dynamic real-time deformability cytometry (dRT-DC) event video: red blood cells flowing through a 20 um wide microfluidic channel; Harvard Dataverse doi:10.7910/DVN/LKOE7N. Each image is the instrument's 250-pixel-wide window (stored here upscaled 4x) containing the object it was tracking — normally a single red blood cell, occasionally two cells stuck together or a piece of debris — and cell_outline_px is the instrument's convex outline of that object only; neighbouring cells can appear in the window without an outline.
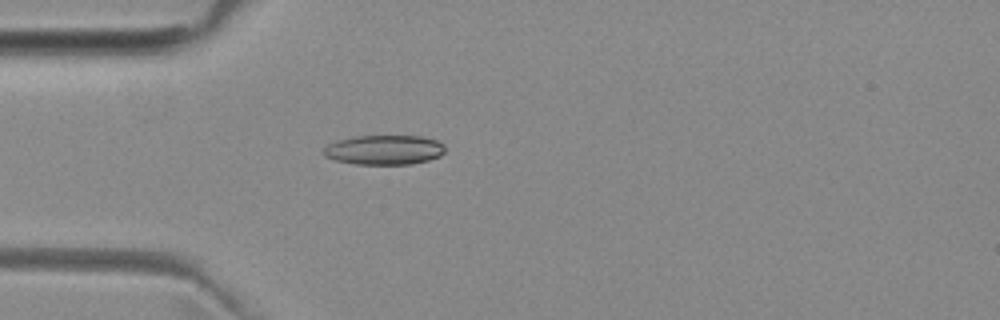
{"species": "common noctule bat (a hibernating species)", "species_latin": "Nyctalus noctula", "temperature_condition": "room temperature", "stored_images_in_passage": 4, "camera_frame_rate_fps": 3000, "um_per_image_px": 0.085, "animal": {"sex": "female", "body_mass_g": 29.2, "forearm_length_mm": 56.3}, "frame": {"image": 1, "passage_image": 4, "time_ms": 3.333, "image_size_px": [1000, 320], "cell_outline_px": [[444, 152], [440, 156], [428, 160], [412, 164], [356, 164], [336, 160], [324, 156], [324, 148], [328, 144], [336, 140], [356, 136], [420, 136], [436, 140], [444, 144]], "centroid_in_image_um": [32.66, 12.73], "position_along_channel_um": 52.3, "area_um2": 20.92}}